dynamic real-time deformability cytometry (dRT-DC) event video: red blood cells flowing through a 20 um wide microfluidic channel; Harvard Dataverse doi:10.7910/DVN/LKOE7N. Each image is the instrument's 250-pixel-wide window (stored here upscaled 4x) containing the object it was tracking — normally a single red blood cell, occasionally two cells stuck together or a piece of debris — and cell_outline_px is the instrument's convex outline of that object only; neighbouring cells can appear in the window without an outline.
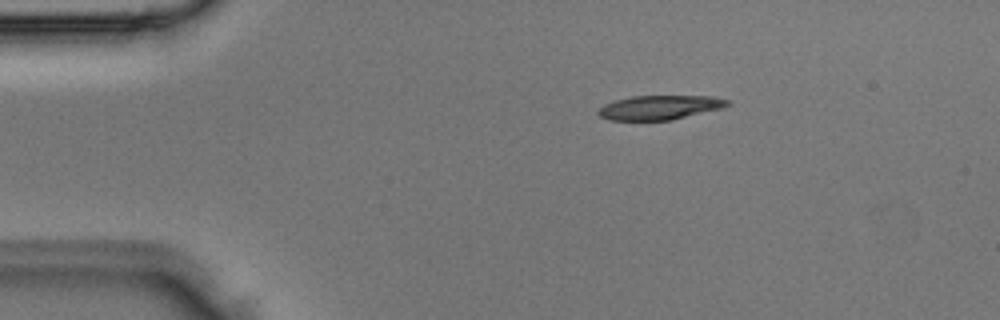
{"species": "Egyptian fruit bat (a non-hibernating species)", "species_latin": "Rousettus aegyptiacus", "temperature_condition": "room temperature", "stored_images_in_passage": 2, "camera_frame_rate_fps": 3000, "um_per_image_px": 0.085, "animal": {"sex": "male"}, "frame": {"image": 1, "passage_image": 1, "time_ms": 0.0, "image_size_px": [1000, 320], "cell_outline_px": [[732, 104], [724, 108], [672, 120], [608, 120], [600, 116], [596, 112], [604, 104], [616, 100], [632, 96], [712, 96], [728, 100]], "centroid_in_image_um": [56.11, 9.14], "position_along_channel_um": 28.9, "area_um2": 18.38}}